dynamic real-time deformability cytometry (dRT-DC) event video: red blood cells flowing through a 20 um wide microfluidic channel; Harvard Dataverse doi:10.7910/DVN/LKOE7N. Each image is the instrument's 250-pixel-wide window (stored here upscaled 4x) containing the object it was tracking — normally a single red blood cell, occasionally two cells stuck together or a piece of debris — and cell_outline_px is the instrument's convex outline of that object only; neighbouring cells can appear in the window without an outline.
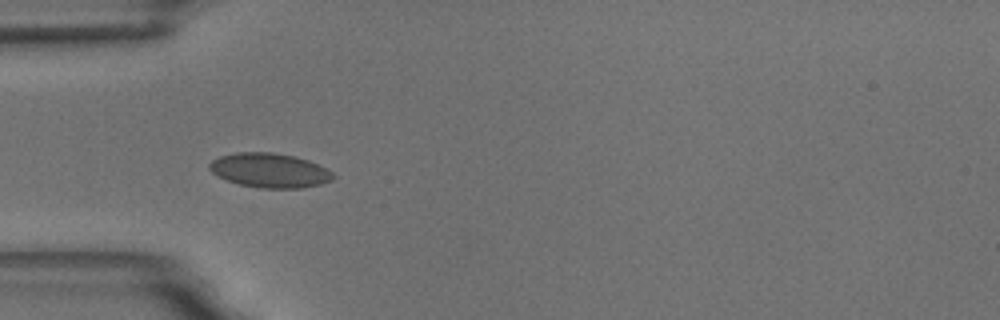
{"species": "common noctule bat (a hibernating species)", "species_latin": "Nyctalus noctula", "temperature_condition": "room temperature", "stored_images_in_passage": 16, "camera_frame_rate_fps": 3000, "um_per_image_px": 0.085, "animal": {"sex": "male", "body_mass_g": 18.8}, "frame": {"image": 1, "passage_image": 5, "time_ms": 1.333, "image_size_px": [1000, 320], "cell_outline_px": [[336, 176], [332, 180], [320, 184], [300, 188], [260, 188], [240, 184], [216, 176], [208, 168], [208, 164], [212, 160], [220, 156], [236, 152], [272, 152], [296, 156], [308, 160], [332, 172]], "centroid_in_image_um": [22.9, 14.47], "position_along_channel_um": 62.1, "area_um2": 24.8}}